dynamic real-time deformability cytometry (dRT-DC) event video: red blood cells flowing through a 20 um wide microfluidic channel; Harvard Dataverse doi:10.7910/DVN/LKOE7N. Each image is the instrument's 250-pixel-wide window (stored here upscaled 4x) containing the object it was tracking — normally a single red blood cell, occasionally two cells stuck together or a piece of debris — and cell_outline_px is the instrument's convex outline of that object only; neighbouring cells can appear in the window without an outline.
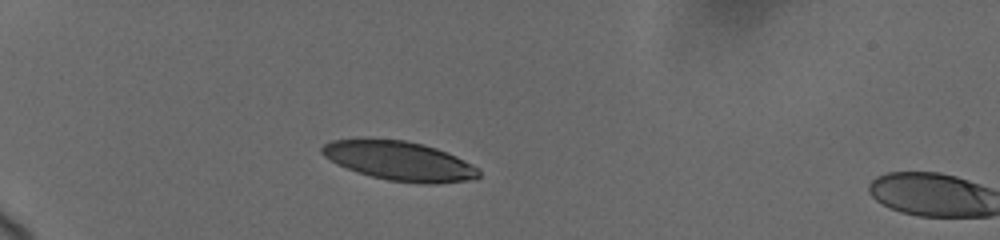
{"species": "human", "species_latin": "Homo sapiens", "temperature_condition": "cold", "stored_images_in_passage": 2, "camera_frame_rate_fps": 3000, "um_per_image_px": 0.085, "donor": {"sex": "female"}, "frame": {"image": 1, "passage_image": 1, "time_ms": 0.0, "image_size_px": [1000, 240], "cell_outline_px": [[480, 176], [476, 180], [436, 184], [424, 184], [388, 180], [372, 176], [336, 164], [324, 156], [320, 152], [320, 148], [324, 144], [332, 140], [404, 140], [424, 144], [436, 148], [456, 156], [480, 168]], "centroid_in_image_um": [34.03, 13.7], "position_along_channel_um": 51.0, "area_um2": 35.66}}